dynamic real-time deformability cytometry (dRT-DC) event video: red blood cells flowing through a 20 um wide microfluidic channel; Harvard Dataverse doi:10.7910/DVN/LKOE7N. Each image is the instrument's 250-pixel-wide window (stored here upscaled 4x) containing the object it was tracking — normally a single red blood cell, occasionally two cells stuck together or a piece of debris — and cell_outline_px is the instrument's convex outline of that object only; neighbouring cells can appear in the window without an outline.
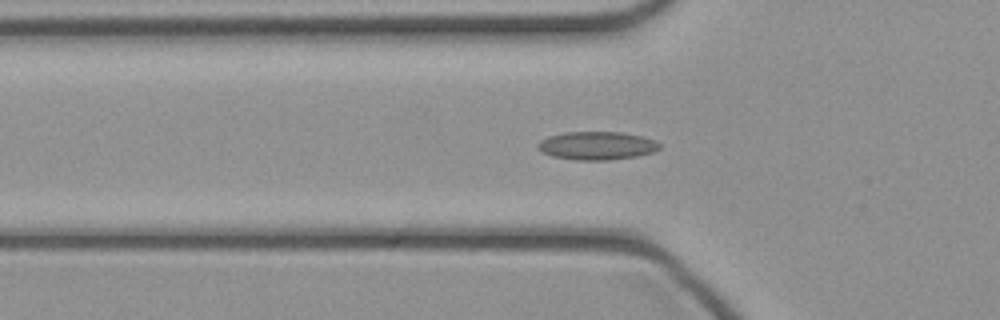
{"species": "common noctule bat (a hibernating species)", "species_latin": "Nyctalus noctula", "temperature_condition": "cold", "stored_images_in_passage": 34, "camera_frame_rate_fps": 3000, "um_per_image_px": 0.085, "animal": {"sex": "female", "body_mass_g": 21.9}, "frame": {"image": 1, "passage_image": 2, "time_ms": 0.333, "image_size_px": [1000, 320], "cell_outline_px": [[660, 148], [652, 152], [636, 156], [608, 160], [576, 160], [552, 156], [540, 152], [536, 144], [540, 140], [548, 136], [564, 132], [620, 132], [640, 136], [652, 140], [660, 144]], "centroid_in_image_um": [50.66, 12.38], "position_along_channel_um": 75.1, "area_um2": 19.94}}
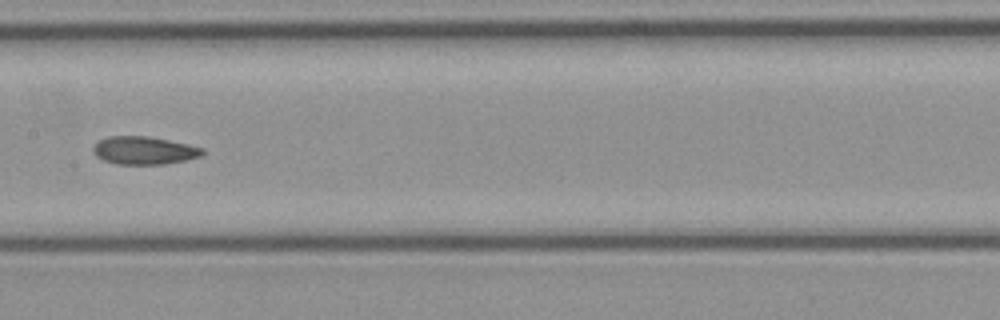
{"frame": {"image": 2, "passage_image": 10, "time_ms": 3.0, "image_size_px": [1000, 320], "cell_outline_px": [[204, 152], [200, 156], [184, 160], [164, 164], [116, 164], [104, 160], [96, 156], [92, 152], [92, 148], [100, 140], [108, 136], [148, 136], [188, 144], [204, 148]], "centroid_in_image_um": [12.23, 12.78], "position_along_channel_um": 195.2, "area_um2": 17.69}}
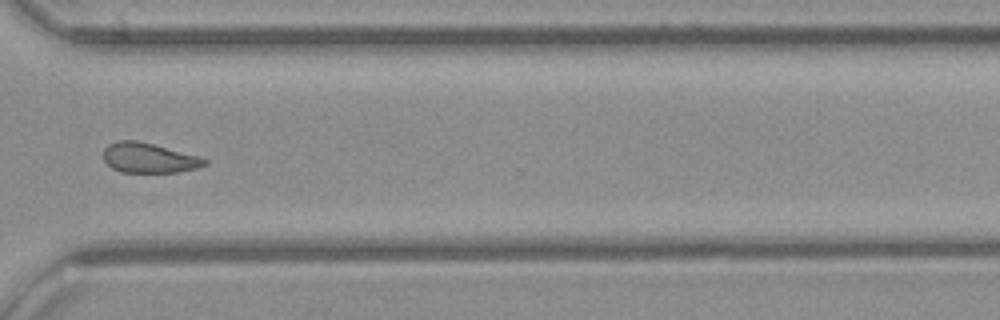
{"frame": {"image": 3, "passage_image": 21, "time_ms": 6.667, "image_size_px": [1000, 320], "cell_outline_px": [[208, 164], [196, 168], [180, 172], [120, 172], [112, 168], [104, 160], [104, 148], [108, 144], [116, 140], [136, 140], [152, 144], [196, 156], [208, 160]], "centroid_in_image_um": [12.62, 13.43], "position_along_channel_um": 358.0, "area_um2": 17.46}}